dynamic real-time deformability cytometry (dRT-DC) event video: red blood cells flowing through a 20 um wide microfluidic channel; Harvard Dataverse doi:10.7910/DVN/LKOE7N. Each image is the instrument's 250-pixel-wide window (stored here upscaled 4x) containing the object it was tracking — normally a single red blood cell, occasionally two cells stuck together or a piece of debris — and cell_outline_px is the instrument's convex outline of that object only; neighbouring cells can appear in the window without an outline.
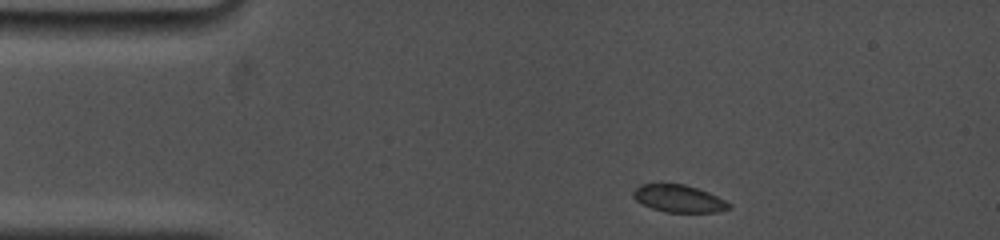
{"species": "common noctule bat (a hibernating species)", "species_latin": "Nyctalus noctula", "temperature_condition": "cold", "stored_images_in_passage": 24, "camera_frame_rate_fps": 5000, "um_per_image_px": 0.085, "animal": {"sex": "female", "body_mass_g": 19.0, "forearm_length_mm": 53.3}, "frame": {"image": 1, "passage_image": 1, "time_ms": 0.0, "image_size_px": [1000, 240], "cell_outline_px": [[732, 208], [716, 212], [664, 212], [652, 208], [636, 200], [632, 196], [632, 192], [640, 184], [684, 184], [708, 192], [732, 204]], "centroid_in_image_um": [57.7, 16.88], "position_along_channel_um": 27.3, "area_um2": 15.14}}
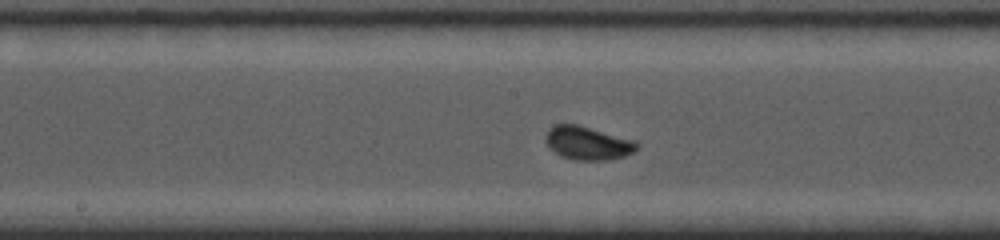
{"frame": {"image": 2, "passage_image": 11, "time_ms": 6.0, "image_size_px": [1000, 240], "cell_outline_px": [[640, 148], [624, 156], [608, 160], [572, 160], [560, 156], [548, 148], [544, 140], [548, 128], [556, 124], [576, 124], [636, 140], [640, 144]], "centroid_in_image_um": [49.94, 12.17], "position_along_channel_um": 198.3, "area_um2": 18.09}}
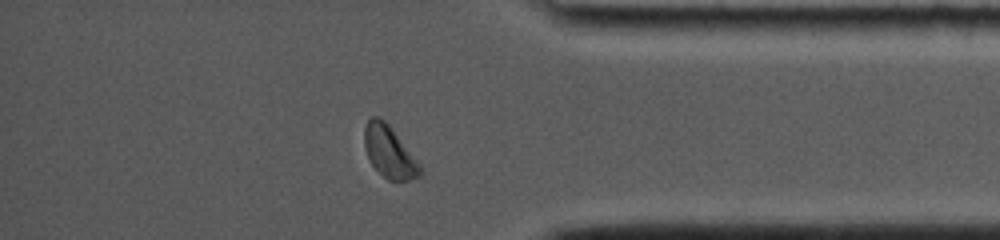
{"frame": {"image": 3, "passage_image": 21, "time_ms": 11.6, "image_size_px": [1000, 240], "cell_outline_px": [[420, 176], [408, 180], [388, 180], [368, 160], [364, 148], [364, 128], [368, 120], [372, 116], [376, 116], [384, 120], [388, 124], [420, 164]], "centroid_in_image_um": [33.05, 12.9], "position_along_channel_um": 402.1, "area_um2": 16.47}, "authors_computed_cell_mechanics": {"area_um2": 16.9643, "velocity_mm_per_s": 3.7349, "shape_relaxation_time_tau1_ms": 2.701, "shape_relaxation_time_tau2_ms": null, "deformation_change_tau1": 0.0924, "deformation_change_tau2": null}}